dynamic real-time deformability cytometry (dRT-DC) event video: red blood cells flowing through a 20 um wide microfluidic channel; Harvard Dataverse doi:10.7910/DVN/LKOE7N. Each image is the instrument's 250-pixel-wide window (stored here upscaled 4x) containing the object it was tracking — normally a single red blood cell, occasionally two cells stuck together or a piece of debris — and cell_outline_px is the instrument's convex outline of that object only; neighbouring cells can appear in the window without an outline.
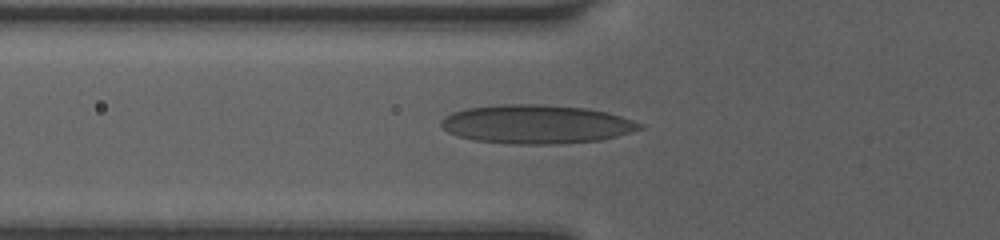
{"species": "human", "species_latin": "Homo sapiens", "temperature_condition": "room temperature", "stored_images_in_passage": 35, "camera_frame_rate_fps": 3000, "um_per_image_px": 0.085, "donor": {"sex": "female"}, "frame": {"image": 1, "passage_image": 6, "time_ms": 2.0, "image_size_px": [1000, 240], "cell_outline_px": [[644, 128], [616, 136], [600, 140], [560, 144], [516, 144], [472, 140], [456, 136], [448, 132], [440, 124], [440, 120], [444, 116], [452, 112], [468, 108], [496, 104], [544, 104], [588, 108], [608, 112], [644, 124]], "centroid_in_image_um": [45.58, 10.55], "position_along_channel_um": 80.2, "area_um2": 45.2}}
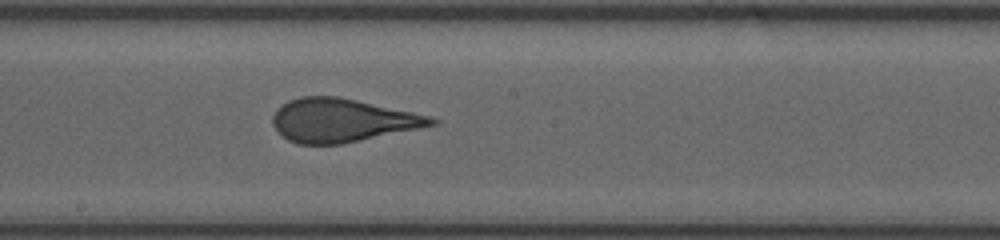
{"frame": {"image": 2, "passage_image": 14, "time_ms": 5.333, "image_size_px": [1000, 240], "cell_outline_px": [[440, 120], [436, 124], [420, 128], [340, 144], [296, 144], [288, 140], [272, 124], [272, 116], [276, 108], [288, 100], [300, 96], [336, 96], [356, 100], [432, 116]], "centroid_in_image_um": [29.06, 10.22], "position_along_channel_um": 219.1, "area_um2": 39.94}}
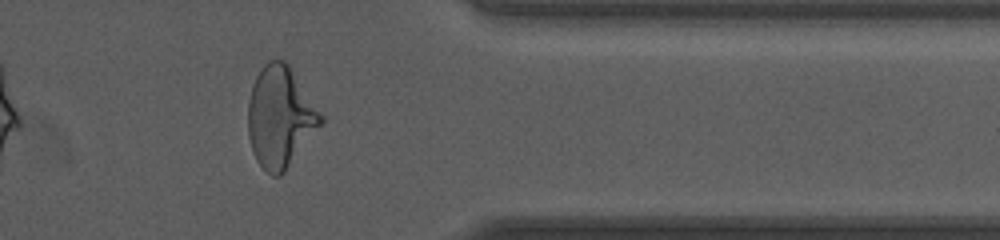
{"frame": {"image": 3, "passage_image": 30, "time_ms": 9.667, "image_size_px": [1000, 240], "cell_outline_px": [[324, 124], [284, 172], [280, 176], [272, 176], [256, 160], [252, 152], [248, 136], [248, 100], [252, 84], [256, 76], [264, 64], [268, 60], [284, 60], [288, 64], [324, 116]], "centroid_in_image_um": [23.83, 9.96], "position_along_channel_um": 387.6, "area_um2": 43.12}, "authors_computed_cell_mechanics": {"area_um2": 39.7086, "velocity_mm_per_s": 4.1251, "shape_relaxation_time_tau1_ms": 5.462, "shape_relaxation_time_tau2_ms": 0.7618, "deformation_change_tau1": 0.2257, "deformation_change_tau2": 0.1023}}